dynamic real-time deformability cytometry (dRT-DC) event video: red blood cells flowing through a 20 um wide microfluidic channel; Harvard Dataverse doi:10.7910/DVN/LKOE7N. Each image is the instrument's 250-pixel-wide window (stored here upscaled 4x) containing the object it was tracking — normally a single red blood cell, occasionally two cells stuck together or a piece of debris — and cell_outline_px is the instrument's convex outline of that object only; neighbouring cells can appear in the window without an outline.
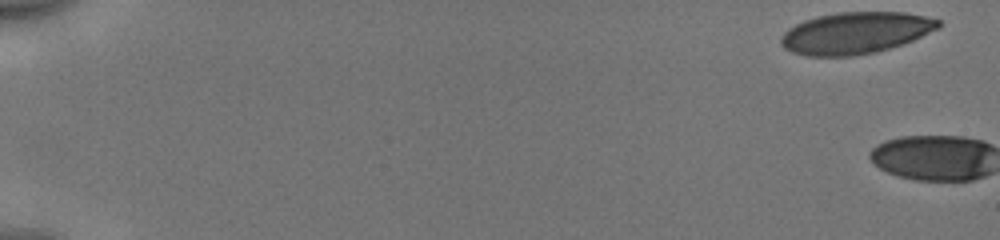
{"species": "human", "species_latin": "Homo sapiens", "temperature_condition": "cold", "stored_images_in_passage": 3, "camera_frame_rate_fps": 3000, "um_per_image_px": 0.085, "donor": {"sex": "male"}, "frame": {"image": 1, "passage_image": 1, "time_ms": 0.0, "image_size_px": [1000, 240], "cell_outline_px": [[940, 28], [904, 44], [876, 52], [852, 56], [808, 56], [792, 52], [784, 48], [780, 44], [780, 36], [788, 28], [804, 20], [816, 16], [840, 12], [904, 12], [924, 16], [940, 20]], "centroid_in_image_um": [72.71, 2.8], "position_along_channel_um": 12.3, "area_um2": 38.44}}